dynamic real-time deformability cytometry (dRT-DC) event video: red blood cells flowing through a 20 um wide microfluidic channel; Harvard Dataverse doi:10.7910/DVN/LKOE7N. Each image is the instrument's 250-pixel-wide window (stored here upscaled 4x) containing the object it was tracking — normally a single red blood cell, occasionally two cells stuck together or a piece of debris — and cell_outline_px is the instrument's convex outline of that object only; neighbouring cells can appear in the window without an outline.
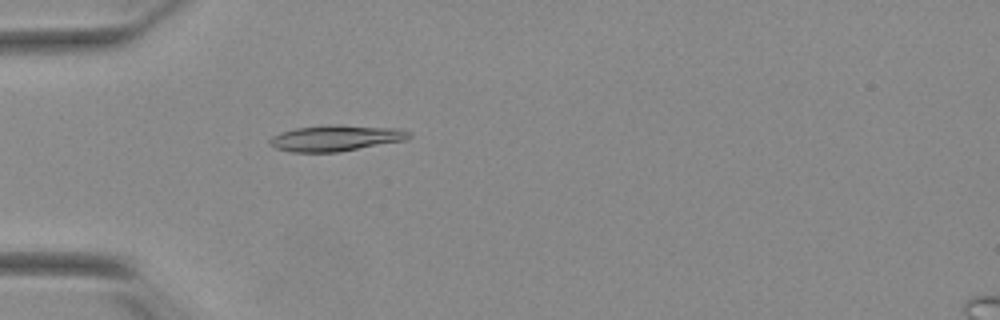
{"species": "Egyptian fruit bat (a non-hibernating species)", "species_latin": "Rousettus aegyptiacus", "temperature_condition": "warm", "stored_images_in_passage": 40, "camera_frame_rate_fps": 3000, "um_per_image_px": 0.085, "animal": {"sex": "female"}, "frame": {"image": 1, "passage_image": 3, "time_ms": 0.667, "image_size_px": [1000, 320], "cell_outline_px": [[412, 136], [404, 140], [340, 152], [292, 152], [276, 148], [268, 144], [268, 140], [272, 136], [280, 132], [296, 128], [324, 124], [336, 124], [392, 128], [408, 132]], "centroid_in_image_um": [28.46, 11.73], "position_along_channel_um": 56.5, "area_um2": 21.1}}
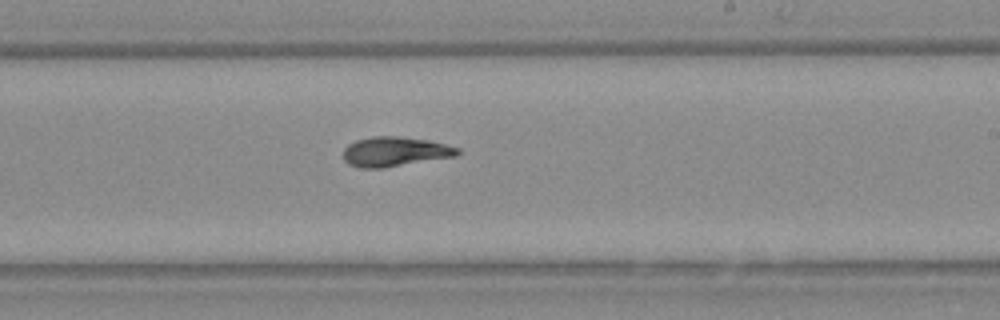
{"frame": {"image": 2, "passage_image": 19, "time_ms": 6.0, "image_size_px": [1000, 320], "cell_outline_px": [[460, 152], [456, 156], [384, 168], [360, 168], [348, 164], [344, 160], [344, 148], [348, 144], [356, 140], [372, 136], [400, 136], [428, 140], [460, 148]], "centroid_in_image_um": [33.55, 12.89], "position_along_channel_um": 255.4, "area_um2": 19.83}}
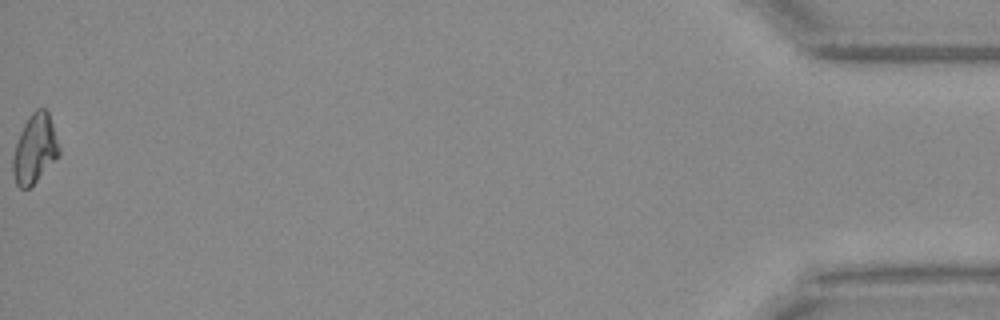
{"frame": {"image": 3, "passage_image": 40, "time_ms": 13.0, "image_size_px": [1000, 320], "cell_outline_px": [[60, 152], [36, 180], [28, 188], [20, 188], [16, 184], [12, 172], [12, 156], [20, 132], [28, 116], [36, 108], [44, 108], [48, 112], [60, 148]], "centroid_in_image_um": [2.92, 12.62], "position_along_channel_um": 432.3, "area_um2": 18.15}, "authors_computed_cell_mechanics": {"area_um2": 18.9006, "velocity_mm_per_s": 3.8852, "shape_relaxation_time_tau1_ms": null, "shape_relaxation_time_tau2_ms": 5.5538, "deformation_change_tau1": null, "deformation_change_tau2": 0.1011}}